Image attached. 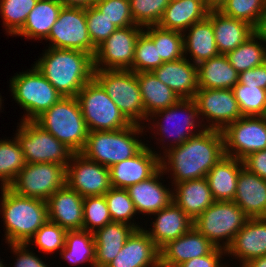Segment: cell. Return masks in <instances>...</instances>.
I'll list each match as a JSON object with an SVG mask.
<instances>
[{
  "instance_id": "cell-1",
  "label": "cell",
  "mask_w": 266,
  "mask_h": 267,
  "mask_svg": "<svg viewBox=\"0 0 266 267\" xmlns=\"http://www.w3.org/2000/svg\"><path fill=\"white\" fill-rule=\"evenodd\" d=\"M225 155L221 130L204 129L180 145L168 148L160 156V167L170 173L172 184L202 179ZM168 157V158H167Z\"/></svg>"
},
{
  "instance_id": "cell-2",
  "label": "cell",
  "mask_w": 266,
  "mask_h": 267,
  "mask_svg": "<svg viewBox=\"0 0 266 267\" xmlns=\"http://www.w3.org/2000/svg\"><path fill=\"white\" fill-rule=\"evenodd\" d=\"M34 66L62 97H77L94 78L93 55L75 49L45 50Z\"/></svg>"
},
{
  "instance_id": "cell-3",
  "label": "cell",
  "mask_w": 266,
  "mask_h": 267,
  "mask_svg": "<svg viewBox=\"0 0 266 267\" xmlns=\"http://www.w3.org/2000/svg\"><path fill=\"white\" fill-rule=\"evenodd\" d=\"M1 197L5 242L27 243L48 220L46 201L17 195L8 187H1Z\"/></svg>"
},
{
  "instance_id": "cell-4",
  "label": "cell",
  "mask_w": 266,
  "mask_h": 267,
  "mask_svg": "<svg viewBox=\"0 0 266 267\" xmlns=\"http://www.w3.org/2000/svg\"><path fill=\"white\" fill-rule=\"evenodd\" d=\"M145 125L132 123L115 131H91L80 152L85 158L106 167L135 156L146 144L139 140ZM137 135V137H136Z\"/></svg>"
},
{
  "instance_id": "cell-5",
  "label": "cell",
  "mask_w": 266,
  "mask_h": 267,
  "mask_svg": "<svg viewBox=\"0 0 266 267\" xmlns=\"http://www.w3.org/2000/svg\"><path fill=\"white\" fill-rule=\"evenodd\" d=\"M74 153L85 146L88 129L77 97H63L34 120Z\"/></svg>"
},
{
  "instance_id": "cell-6",
  "label": "cell",
  "mask_w": 266,
  "mask_h": 267,
  "mask_svg": "<svg viewBox=\"0 0 266 267\" xmlns=\"http://www.w3.org/2000/svg\"><path fill=\"white\" fill-rule=\"evenodd\" d=\"M10 88L13 99L26 111L21 121H34L63 98L34 65L13 76Z\"/></svg>"
},
{
  "instance_id": "cell-7",
  "label": "cell",
  "mask_w": 266,
  "mask_h": 267,
  "mask_svg": "<svg viewBox=\"0 0 266 267\" xmlns=\"http://www.w3.org/2000/svg\"><path fill=\"white\" fill-rule=\"evenodd\" d=\"M77 99L89 132L115 131L132 124L95 78L84 85Z\"/></svg>"
},
{
  "instance_id": "cell-8",
  "label": "cell",
  "mask_w": 266,
  "mask_h": 267,
  "mask_svg": "<svg viewBox=\"0 0 266 267\" xmlns=\"http://www.w3.org/2000/svg\"><path fill=\"white\" fill-rule=\"evenodd\" d=\"M248 219L234 201H215L193 221V226L214 246L226 250Z\"/></svg>"
},
{
  "instance_id": "cell-9",
  "label": "cell",
  "mask_w": 266,
  "mask_h": 267,
  "mask_svg": "<svg viewBox=\"0 0 266 267\" xmlns=\"http://www.w3.org/2000/svg\"><path fill=\"white\" fill-rule=\"evenodd\" d=\"M94 78L102 85L107 95L131 123L141 125L142 120V124H144V120L146 122L136 72L95 69Z\"/></svg>"
},
{
  "instance_id": "cell-10",
  "label": "cell",
  "mask_w": 266,
  "mask_h": 267,
  "mask_svg": "<svg viewBox=\"0 0 266 267\" xmlns=\"http://www.w3.org/2000/svg\"><path fill=\"white\" fill-rule=\"evenodd\" d=\"M157 118L158 120H156ZM150 119L151 121L153 120L152 123ZM162 119L164 120L163 123L165 122L168 124L170 123L174 127L170 128L169 126L170 124L164 125L161 122ZM198 119L200 120L199 114H198V108H197L195 100L193 98L180 99L174 105H171L170 107L164 110L157 111L153 115H151L148 120V127H149V122H150L152 126H150L149 129L156 128L157 131H154V134L157 132L156 133L157 135H160V136L162 135L161 138L159 139L160 140L159 142H162L161 145L164 144L163 141L166 140L165 139L166 135L168 136L167 137L168 139L170 137L173 139L169 144L167 142V147L166 145L162 146L165 149V150L163 149V151L165 152L168 148L180 145L186 140H188L189 138L201 133L205 129V125L202 124L201 121H199ZM195 120L198 122H196ZM196 127L200 129L199 130L195 129ZM168 145L170 146L168 147Z\"/></svg>"
},
{
  "instance_id": "cell-11",
  "label": "cell",
  "mask_w": 266,
  "mask_h": 267,
  "mask_svg": "<svg viewBox=\"0 0 266 267\" xmlns=\"http://www.w3.org/2000/svg\"><path fill=\"white\" fill-rule=\"evenodd\" d=\"M18 125L15 137L25 163H55L65 167L70 163L74 152L35 121H20Z\"/></svg>"
},
{
  "instance_id": "cell-12",
  "label": "cell",
  "mask_w": 266,
  "mask_h": 267,
  "mask_svg": "<svg viewBox=\"0 0 266 267\" xmlns=\"http://www.w3.org/2000/svg\"><path fill=\"white\" fill-rule=\"evenodd\" d=\"M66 185V167L55 163H26L8 186L20 196L47 201Z\"/></svg>"
},
{
  "instance_id": "cell-13",
  "label": "cell",
  "mask_w": 266,
  "mask_h": 267,
  "mask_svg": "<svg viewBox=\"0 0 266 267\" xmlns=\"http://www.w3.org/2000/svg\"><path fill=\"white\" fill-rule=\"evenodd\" d=\"M45 40L51 42V48L75 49L93 56L96 52L88 32L86 8L83 7L63 6Z\"/></svg>"
},
{
  "instance_id": "cell-14",
  "label": "cell",
  "mask_w": 266,
  "mask_h": 267,
  "mask_svg": "<svg viewBox=\"0 0 266 267\" xmlns=\"http://www.w3.org/2000/svg\"><path fill=\"white\" fill-rule=\"evenodd\" d=\"M226 156L243 160L266 149V116H242L222 130Z\"/></svg>"
},
{
  "instance_id": "cell-15",
  "label": "cell",
  "mask_w": 266,
  "mask_h": 267,
  "mask_svg": "<svg viewBox=\"0 0 266 267\" xmlns=\"http://www.w3.org/2000/svg\"><path fill=\"white\" fill-rule=\"evenodd\" d=\"M143 32L141 26L117 28L96 48L94 69L130 70L137 39Z\"/></svg>"
},
{
  "instance_id": "cell-16",
  "label": "cell",
  "mask_w": 266,
  "mask_h": 267,
  "mask_svg": "<svg viewBox=\"0 0 266 267\" xmlns=\"http://www.w3.org/2000/svg\"><path fill=\"white\" fill-rule=\"evenodd\" d=\"M205 129L223 130L242 117L232 89H198L193 98Z\"/></svg>"
},
{
  "instance_id": "cell-17",
  "label": "cell",
  "mask_w": 266,
  "mask_h": 267,
  "mask_svg": "<svg viewBox=\"0 0 266 267\" xmlns=\"http://www.w3.org/2000/svg\"><path fill=\"white\" fill-rule=\"evenodd\" d=\"M66 185L83 198L104 195L112 186L108 167L74 153L66 166Z\"/></svg>"
},
{
  "instance_id": "cell-18",
  "label": "cell",
  "mask_w": 266,
  "mask_h": 267,
  "mask_svg": "<svg viewBox=\"0 0 266 267\" xmlns=\"http://www.w3.org/2000/svg\"><path fill=\"white\" fill-rule=\"evenodd\" d=\"M147 145L135 156L109 167L110 183L113 188L127 189L148 179L160 168L162 154H158Z\"/></svg>"
},
{
  "instance_id": "cell-19",
  "label": "cell",
  "mask_w": 266,
  "mask_h": 267,
  "mask_svg": "<svg viewBox=\"0 0 266 267\" xmlns=\"http://www.w3.org/2000/svg\"><path fill=\"white\" fill-rule=\"evenodd\" d=\"M84 198L64 185L46 201L48 220L66 230H83Z\"/></svg>"
},
{
  "instance_id": "cell-20",
  "label": "cell",
  "mask_w": 266,
  "mask_h": 267,
  "mask_svg": "<svg viewBox=\"0 0 266 267\" xmlns=\"http://www.w3.org/2000/svg\"><path fill=\"white\" fill-rule=\"evenodd\" d=\"M226 255L235 257L241 266L266 255V217L249 218L226 249Z\"/></svg>"
},
{
  "instance_id": "cell-21",
  "label": "cell",
  "mask_w": 266,
  "mask_h": 267,
  "mask_svg": "<svg viewBox=\"0 0 266 267\" xmlns=\"http://www.w3.org/2000/svg\"><path fill=\"white\" fill-rule=\"evenodd\" d=\"M165 175L160 167L151 177L138 182L126 190L134 203L137 214L152 215L173 201V190L166 188L159 181ZM162 175V176H161Z\"/></svg>"
},
{
  "instance_id": "cell-22",
  "label": "cell",
  "mask_w": 266,
  "mask_h": 267,
  "mask_svg": "<svg viewBox=\"0 0 266 267\" xmlns=\"http://www.w3.org/2000/svg\"><path fill=\"white\" fill-rule=\"evenodd\" d=\"M154 75L180 99L194 98L198 86V67L191 63L186 56L175 60L164 62L152 71Z\"/></svg>"
},
{
  "instance_id": "cell-23",
  "label": "cell",
  "mask_w": 266,
  "mask_h": 267,
  "mask_svg": "<svg viewBox=\"0 0 266 267\" xmlns=\"http://www.w3.org/2000/svg\"><path fill=\"white\" fill-rule=\"evenodd\" d=\"M159 262V249L142 227L131 234L106 267H157Z\"/></svg>"
},
{
  "instance_id": "cell-24",
  "label": "cell",
  "mask_w": 266,
  "mask_h": 267,
  "mask_svg": "<svg viewBox=\"0 0 266 267\" xmlns=\"http://www.w3.org/2000/svg\"><path fill=\"white\" fill-rule=\"evenodd\" d=\"M214 246L194 226L175 240L168 242L160 250V263L178 267L185 261L210 254Z\"/></svg>"
},
{
  "instance_id": "cell-25",
  "label": "cell",
  "mask_w": 266,
  "mask_h": 267,
  "mask_svg": "<svg viewBox=\"0 0 266 267\" xmlns=\"http://www.w3.org/2000/svg\"><path fill=\"white\" fill-rule=\"evenodd\" d=\"M152 215H155L152 229H143L159 250L193 227V220L174 201Z\"/></svg>"
},
{
  "instance_id": "cell-26",
  "label": "cell",
  "mask_w": 266,
  "mask_h": 267,
  "mask_svg": "<svg viewBox=\"0 0 266 267\" xmlns=\"http://www.w3.org/2000/svg\"><path fill=\"white\" fill-rule=\"evenodd\" d=\"M233 201L249 218L266 217V180L243 166Z\"/></svg>"
},
{
  "instance_id": "cell-27",
  "label": "cell",
  "mask_w": 266,
  "mask_h": 267,
  "mask_svg": "<svg viewBox=\"0 0 266 267\" xmlns=\"http://www.w3.org/2000/svg\"><path fill=\"white\" fill-rule=\"evenodd\" d=\"M207 17L212 21L219 54L233 51L256 32L246 21L225 16L220 11H209Z\"/></svg>"
},
{
  "instance_id": "cell-28",
  "label": "cell",
  "mask_w": 266,
  "mask_h": 267,
  "mask_svg": "<svg viewBox=\"0 0 266 267\" xmlns=\"http://www.w3.org/2000/svg\"><path fill=\"white\" fill-rule=\"evenodd\" d=\"M172 188L173 201L193 221L215 202L206 177L179 182Z\"/></svg>"
},
{
  "instance_id": "cell-29",
  "label": "cell",
  "mask_w": 266,
  "mask_h": 267,
  "mask_svg": "<svg viewBox=\"0 0 266 267\" xmlns=\"http://www.w3.org/2000/svg\"><path fill=\"white\" fill-rule=\"evenodd\" d=\"M136 230L135 227L111 222L96 230L95 240V267H106L120 252L127 239Z\"/></svg>"
},
{
  "instance_id": "cell-30",
  "label": "cell",
  "mask_w": 266,
  "mask_h": 267,
  "mask_svg": "<svg viewBox=\"0 0 266 267\" xmlns=\"http://www.w3.org/2000/svg\"><path fill=\"white\" fill-rule=\"evenodd\" d=\"M243 160L224 155L207 173V180L215 201H233L237 179Z\"/></svg>"
},
{
  "instance_id": "cell-31",
  "label": "cell",
  "mask_w": 266,
  "mask_h": 267,
  "mask_svg": "<svg viewBox=\"0 0 266 267\" xmlns=\"http://www.w3.org/2000/svg\"><path fill=\"white\" fill-rule=\"evenodd\" d=\"M206 2L197 0H170L158 26L184 33L192 24L208 16Z\"/></svg>"
},
{
  "instance_id": "cell-32",
  "label": "cell",
  "mask_w": 266,
  "mask_h": 267,
  "mask_svg": "<svg viewBox=\"0 0 266 267\" xmlns=\"http://www.w3.org/2000/svg\"><path fill=\"white\" fill-rule=\"evenodd\" d=\"M187 30L183 33L184 55L190 54L189 57H192L190 60L193 61V64L198 65L202 61L219 55L212 21L208 17L192 24Z\"/></svg>"
},
{
  "instance_id": "cell-33",
  "label": "cell",
  "mask_w": 266,
  "mask_h": 267,
  "mask_svg": "<svg viewBox=\"0 0 266 267\" xmlns=\"http://www.w3.org/2000/svg\"><path fill=\"white\" fill-rule=\"evenodd\" d=\"M137 81L146 114V122H148L149 116L155 112L164 110L180 100L170 87L157 79L152 71L137 73Z\"/></svg>"
},
{
  "instance_id": "cell-34",
  "label": "cell",
  "mask_w": 266,
  "mask_h": 267,
  "mask_svg": "<svg viewBox=\"0 0 266 267\" xmlns=\"http://www.w3.org/2000/svg\"><path fill=\"white\" fill-rule=\"evenodd\" d=\"M62 7L58 0H38L28 14L24 26L15 36L45 40L58 19Z\"/></svg>"
},
{
  "instance_id": "cell-35",
  "label": "cell",
  "mask_w": 266,
  "mask_h": 267,
  "mask_svg": "<svg viewBox=\"0 0 266 267\" xmlns=\"http://www.w3.org/2000/svg\"><path fill=\"white\" fill-rule=\"evenodd\" d=\"M197 67L199 89H232L238 83L239 73L226 55L202 61Z\"/></svg>"
},
{
  "instance_id": "cell-36",
  "label": "cell",
  "mask_w": 266,
  "mask_h": 267,
  "mask_svg": "<svg viewBox=\"0 0 266 267\" xmlns=\"http://www.w3.org/2000/svg\"><path fill=\"white\" fill-rule=\"evenodd\" d=\"M59 255L74 266L88 262L91 267H95L93 233L87 230H67L65 246Z\"/></svg>"
},
{
  "instance_id": "cell-37",
  "label": "cell",
  "mask_w": 266,
  "mask_h": 267,
  "mask_svg": "<svg viewBox=\"0 0 266 267\" xmlns=\"http://www.w3.org/2000/svg\"><path fill=\"white\" fill-rule=\"evenodd\" d=\"M264 44L266 41L255 32L226 56L229 63L240 73L265 63L266 45Z\"/></svg>"
},
{
  "instance_id": "cell-38",
  "label": "cell",
  "mask_w": 266,
  "mask_h": 267,
  "mask_svg": "<svg viewBox=\"0 0 266 267\" xmlns=\"http://www.w3.org/2000/svg\"><path fill=\"white\" fill-rule=\"evenodd\" d=\"M143 32L154 42L158 57L163 62L175 61L185 56L183 33L158 25L144 27Z\"/></svg>"
},
{
  "instance_id": "cell-39",
  "label": "cell",
  "mask_w": 266,
  "mask_h": 267,
  "mask_svg": "<svg viewBox=\"0 0 266 267\" xmlns=\"http://www.w3.org/2000/svg\"><path fill=\"white\" fill-rule=\"evenodd\" d=\"M23 151L16 137L0 140L1 187H8L25 166Z\"/></svg>"
},
{
  "instance_id": "cell-40",
  "label": "cell",
  "mask_w": 266,
  "mask_h": 267,
  "mask_svg": "<svg viewBox=\"0 0 266 267\" xmlns=\"http://www.w3.org/2000/svg\"><path fill=\"white\" fill-rule=\"evenodd\" d=\"M242 116H266V90L239 82L232 88Z\"/></svg>"
},
{
  "instance_id": "cell-41",
  "label": "cell",
  "mask_w": 266,
  "mask_h": 267,
  "mask_svg": "<svg viewBox=\"0 0 266 267\" xmlns=\"http://www.w3.org/2000/svg\"><path fill=\"white\" fill-rule=\"evenodd\" d=\"M104 197L108 204L109 214L112 222L124 223L141 229L140 225L134 223L137 214L135 206L126 189L111 187ZM133 218V219H132ZM133 220V222L131 221Z\"/></svg>"
},
{
  "instance_id": "cell-42",
  "label": "cell",
  "mask_w": 266,
  "mask_h": 267,
  "mask_svg": "<svg viewBox=\"0 0 266 267\" xmlns=\"http://www.w3.org/2000/svg\"><path fill=\"white\" fill-rule=\"evenodd\" d=\"M266 0H227L219 10L223 15L246 21L257 29L262 21Z\"/></svg>"
},
{
  "instance_id": "cell-43",
  "label": "cell",
  "mask_w": 266,
  "mask_h": 267,
  "mask_svg": "<svg viewBox=\"0 0 266 267\" xmlns=\"http://www.w3.org/2000/svg\"><path fill=\"white\" fill-rule=\"evenodd\" d=\"M38 0H0V14L8 35H15L23 26Z\"/></svg>"
},
{
  "instance_id": "cell-44",
  "label": "cell",
  "mask_w": 266,
  "mask_h": 267,
  "mask_svg": "<svg viewBox=\"0 0 266 267\" xmlns=\"http://www.w3.org/2000/svg\"><path fill=\"white\" fill-rule=\"evenodd\" d=\"M66 234L65 228L47 220L26 244L29 246L34 243L33 245H36L43 253L54 254L55 251L58 252L64 248Z\"/></svg>"
},
{
  "instance_id": "cell-45",
  "label": "cell",
  "mask_w": 266,
  "mask_h": 267,
  "mask_svg": "<svg viewBox=\"0 0 266 267\" xmlns=\"http://www.w3.org/2000/svg\"><path fill=\"white\" fill-rule=\"evenodd\" d=\"M112 222L104 195L89 196L83 202V230L94 233Z\"/></svg>"
},
{
  "instance_id": "cell-46",
  "label": "cell",
  "mask_w": 266,
  "mask_h": 267,
  "mask_svg": "<svg viewBox=\"0 0 266 267\" xmlns=\"http://www.w3.org/2000/svg\"><path fill=\"white\" fill-rule=\"evenodd\" d=\"M135 25L141 27L158 25L170 0H129Z\"/></svg>"
},
{
  "instance_id": "cell-47",
  "label": "cell",
  "mask_w": 266,
  "mask_h": 267,
  "mask_svg": "<svg viewBox=\"0 0 266 267\" xmlns=\"http://www.w3.org/2000/svg\"><path fill=\"white\" fill-rule=\"evenodd\" d=\"M164 62L158 57L157 47L154 42L142 32L136 42L131 71L151 72Z\"/></svg>"
},
{
  "instance_id": "cell-48",
  "label": "cell",
  "mask_w": 266,
  "mask_h": 267,
  "mask_svg": "<svg viewBox=\"0 0 266 267\" xmlns=\"http://www.w3.org/2000/svg\"><path fill=\"white\" fill-rule=\"evenodd\" d=\"M94 6L118 28L135 25L129 0H96Z\"/></svg>"
},
{
  "instance_id": "cell-49",
  "label": "cell",
  "mask_w": 266,
  "mask_h": 267,
  "mask_svg": "<svg viewBox=\"0 0 266 267\" xmlns=\"http://www.w3.org/2000/svg\"><path fill=\"white\" fill-rule=\"evenodd\" d=\"M86 21L89 36L95 48L101 45L118 28L94 5L86 7Z\"/></svg>"
},
{
  "instance_id": "cell-50",
  "label": "cell",
  "mask_w": 266,
  "mask_h": 267,
  "mask_svg": "<svg viewBox=\"0 0 266 267\" xmlns=\"http://www.w3.org/2000/svg\"><path fill=\"white\" fill-rule=\"evenodd\" d=\"M13 254L17 258L14 262V267H49L41 258L35 255L32 251L28 249L26 243L22 244H9ZM27 248V249H26Z\"/></svg>"
},
{
  "instance_id": "cell-51",
  "label": "cell",
  "mask_w": 266,
  "mask_h": 267,
  "mask_svg": "<svg viewBox=\"0 0 266 267\" xmlns=\"http://www.w3.org/2000/svg\"><path fill=\"white\" fill-rule=\"evenodd\" d=\"M226 255V250L216 247L210 254L202 257H195L191 260L185 261L178 267H227L222 264V256ZM229 267V266H228Z\"/></svg>"
},
{
  "instance_id": "cell-52",
  "label": "cell",
  "mask_w": 266,
  "mask_h": 267,
  "mask_svg": "<svg viewBox=\"0 0 266 267\" xmlns=\"http://www.w3.org/2000/svg\"><path fill=\"white\" fill-rule=\"evenodd\" d=\"M238 82L266 90V64L240 72Z\"/></svg>"
},
{
  "instance_id": "cell-53",
  "label": "cell",
  "mask_w": 266,
  "mask_h": 267,
  "mask_svg": "<svg viewBox=\"0 0 266 267\" xmlns=\"http://www.w3.org/2000/svg\"><path fill=\"white\" fill-rule=\"evenodd\" d=\"M243 164L250 172L266 180V149L249 154Z\"/></svg>"
},
{
  "instance_id": "cell-54",
  "label": "cell",
  "mask_w": 266,
  "mask_h": 267,
  "mask_svg": "<svg viewBox=\"0 0 266 267\" xmlns=\"http://www.w3.org/2000/svg\"><path fill=\"white\" fill-rule=\"evenodd\" d=\"M63 6L89 7L95 4L96 0H58Z\"/></svg>"
},
{
  "instance_id": "cell-55",
  "label": "cell",
  "mask_w": 266,
  "mask_h": 267,
  "mask_svg": "<svg viewBox=\"0 0 266 267\" xmlns=\"http://www.w3.org/2000/svg\"><path fill=\"white\" fill-rule=\"evenodd\" d=\"M240 267H266V255L254 258Z\"/></svg>"
},
{
  "instance_id": "cell-56",
  "label": "cell",
  "mask_w": 266,
  "mask_h": 267,
  "mask_svg": "<svg viewBox=\"0 0 266 267\" xmlns=\"http://www.w3.org/2000/svg\"><path fill=\"white\" fill-rule=\"evenodd\" d=\"M227 0H206V8L209 11H219Z\"/></svg>"
},
{
  "instance_id": "cell-57",
  "label": "cell",
  "mask_w": 266,
  "mask_h": 267,
  "mask_svg": "<svg viewBox=\"0 0 266 267\" xmlns=\"http://www.w3.org/2000/svg\"><path fill=\"white\" fill-rule=\"evenodd\" d=\"M256 32L266 41V6L264 10V15L259 27L256 29Z\"/></svg>"
},
{
  "instance_id": "cell-58",
  "label": "cell",
  "mask_w": 266,
  "mask_h": 267,
  "mask_svg": "<svg viewBox=\"0 0 266 267\" xmlns=\"http://www.w3.org/2000/svg\"><path fill=\"white\" fill-rule=\"evenodd\" d=\"M157 267H173V266H167V265H163L159 262L158 266Z\"/></svg>"
},
{
  "instance_id": "cell-59",
  "label": "cell",
  "mask_w": 266,
  "mask_h": 267,
  "mask_svg": "<svg viewBox=\"0 0 266 267\" xmlns=\"http://www.w3.org/2000/svg\"><path fill=\"white\" fill-rule=\"evenodd\" d=\"M2 262H3V261L0 260V267H6V266H4L5 264L2 263Z\"/></svg>"
},
{
  "instance_id": "cell-60",
  "label": "cell",
  "mask_w": 266,
  "mask_h": 267,
  "mask_svg": "<svg viewBox=\"0 0 266 267\" xmlns=\"http://www.w3.org/2000/svg\"><path fill=\"white\" fill-rule=\"evenodd\" d=\"M1 96H0V109L2 108V100H1Z\"/></svg>"
},
{
  "instance_id": "cell-61",
  "label": "cell",
  "mask_w": 266,
  "mask_h": 267,
  "mask_svg": "<svg viewBox=\"0 0 266 267\" xmlns=\"http://www.w3.org/2000/svg\"><path fill=\"white\" fill-rule=\"evenodd\" d=\"M197 1H199V2H206V0H197Z\"/></svg>"
}]
</instances>
